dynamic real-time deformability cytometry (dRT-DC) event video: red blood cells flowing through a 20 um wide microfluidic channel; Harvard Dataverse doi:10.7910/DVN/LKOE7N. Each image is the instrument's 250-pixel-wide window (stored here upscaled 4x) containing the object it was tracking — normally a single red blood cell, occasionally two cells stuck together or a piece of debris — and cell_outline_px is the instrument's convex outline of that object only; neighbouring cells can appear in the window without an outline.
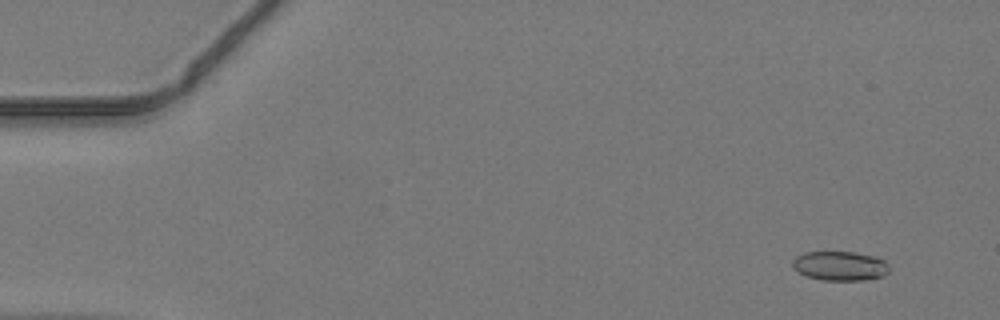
{"species": "common noctule bat (a hibernating species)", "species_latin": "Nyctalus noctula", "temperature_condition": "warm", "stored_images_in_passage": 26, "camera_frame_rate_fps": 3000, "um_per_image_px": 0.085, "animal": {"sex": "male", "body_mass_g": 19.2, "forearm_length_mm": 51.8}, "frame": {"image": 1, "passage_image": 4, "time_ms": 1.0, "image_size_px": [1000, 320], "cell_outline_px": [[888, 272], [884, 276], [864, 280], [820, 280], [808, 276], [792, 268], [792, 260], [796, 256], [804, 252], [856, 252], [876, 256], [884, 260], [888, 264]], "centroid_in_image_um": [71.41, 22.59], "position_along_channel_um": 13.6, "area_um2": 16.65}}
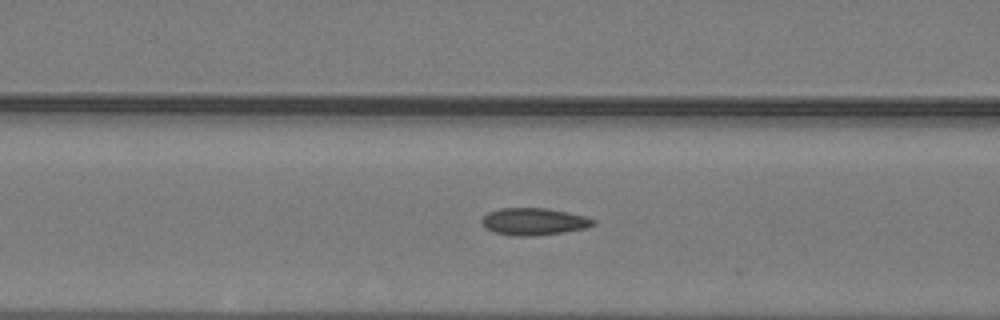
{"frame": {"image": 2, "passage_image": 20, "time_ms": 6.333, "image_size_px": [1000, 320], "cell_outline_px": [[596, 224], [588, 228], [564, 232], [532, 236], [516, 236], [496, 232], [488, 228], [480, 220], [488, 212], [500, 208], [544, 208], [568, 212], [588, 216], [596, 220]], "centroid_in_image_um": [45.46, 18.82], "position_along_channel_um": 121.1, "area_um2": 17.63}}
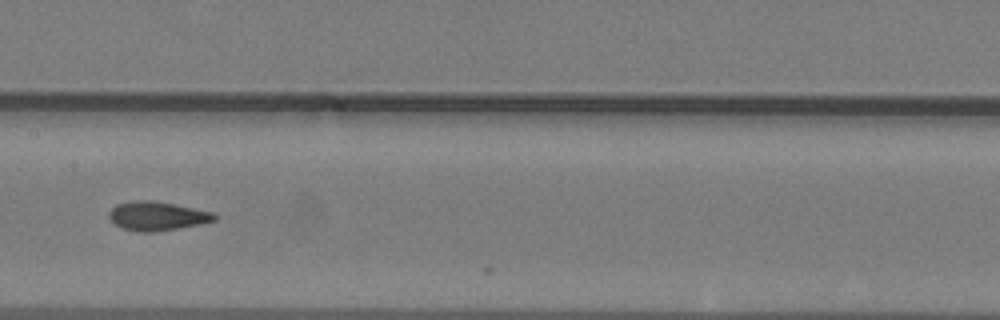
{"frame": {"image": 3, "passage_image": 25, "time_ms": 8.0, "image_size_px": [1000, 320], "cell_outline_px": [[216, 220], [156, 232], [140, 232], [124, 228], [116, 224], [108, 216], [108, 212], [116, 204], [136, 200], [148, 200], [172, 204], [212, 212], [216, 216]], "centroid_in_image_um": [13.3, 18.36], "position_along_channel_um": 194.1, "area_um2": 17.28}}